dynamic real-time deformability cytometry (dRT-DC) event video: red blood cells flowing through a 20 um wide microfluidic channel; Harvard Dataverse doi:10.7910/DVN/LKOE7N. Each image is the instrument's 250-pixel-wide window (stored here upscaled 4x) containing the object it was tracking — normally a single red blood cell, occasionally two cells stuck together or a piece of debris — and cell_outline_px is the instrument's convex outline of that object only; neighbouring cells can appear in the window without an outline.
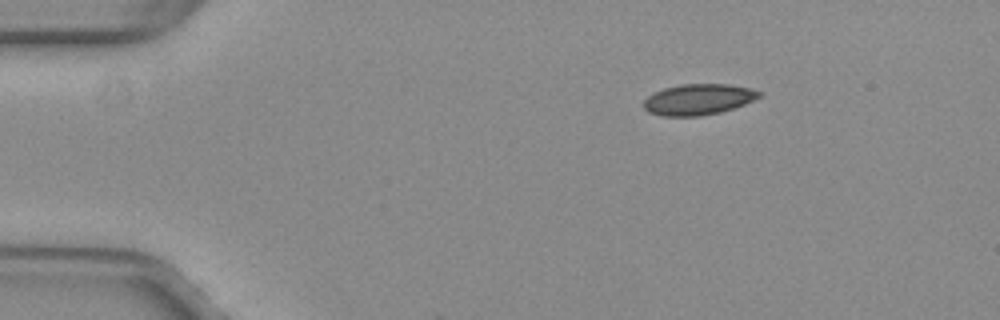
{"species": "common noctule bat (a hibernating species)", "species_latin": "Nyctalus noctula", "temperature_condition": "warm", "stored_images_in_passage": 3, "camera_frame_rate_fps": 3000, "um_per_image_px": 0.085, "animal": {"sex": "female", "body_mass_g": 29.2, "forearm_length_mm": 56.3}, "frame": {"image": 1, "passage_image": 1, "time_ms": 0.0, "image_size_px": [1000, 320], "cell_outline_px": [[764, 92], [760, 96], [744, 104], [720, 112], [700, 116], [664, 116], [648, 112], [644, 108], [644, 100], [648, 96], [664, 88], [680, 84], [728, 84], [752, 88]], "centroid_in_image_um": [59.37, 8.44], "position_along_channel_um": 25.6, "area_um2": 20.75}}